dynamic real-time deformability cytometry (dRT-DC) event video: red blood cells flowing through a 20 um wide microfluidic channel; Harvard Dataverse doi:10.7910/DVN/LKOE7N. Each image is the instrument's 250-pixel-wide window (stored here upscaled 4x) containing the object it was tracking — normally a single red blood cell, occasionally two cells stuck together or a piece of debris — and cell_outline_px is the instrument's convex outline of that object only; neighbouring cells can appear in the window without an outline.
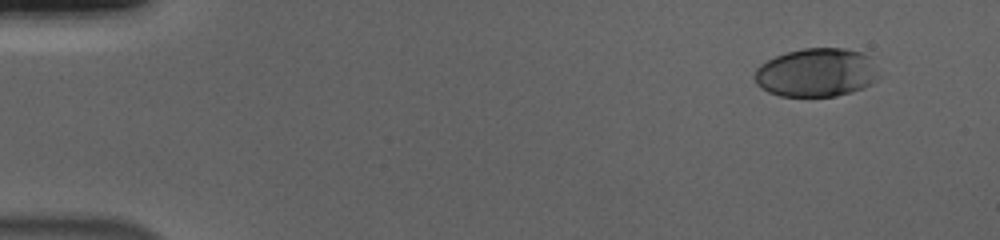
{"species": "human", "species_latin": "Homo sapiens", "temperature_condition": "cold", "stored_images_in_passage": 53, "camera_frame_rate_fps": 3000, "um_per_image_px": 0.085, "donor": {"sex": "male"}, "frame": {"image": 1, "passage_image": 1, "time_ms": 0.0, "image_size_px": [1000, 240], "cell_outline_px": [[880, 72], [872, 84], [864, 88], [852, 92], [836, 96], [780, 96], [768, 92], [760, 88], [756, 84], [752, 76], [756, 68], [760, 64], [776, 56], [788, 52], [804, 48], [844, 48], [864, 52], [868, 56]], "centroid_in_image_um": [69.39, 6.17], "position_along_channel_um": 15.6, "area_um2": 35.55}}
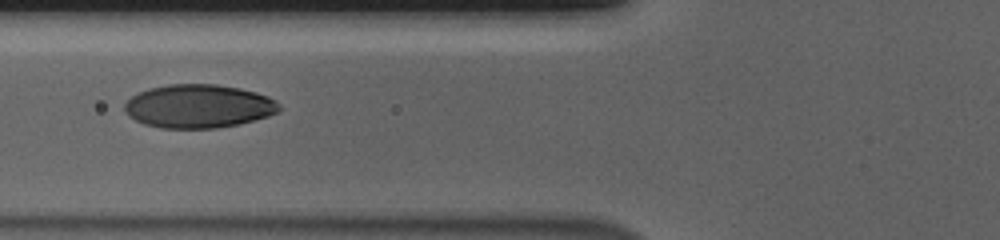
{"frame": {"image": 2, "passage_image": 19, "time_ms": 6.0, "image_size_px": [1000, 240], "cell_outline_px": [[284, 108], [280, 112], [268, 116], [240, 124], [216, 128], [160, 128], [144, 124], [128, 116], [124, 108], [124, 104], [132, 96], [148, 88], [168, 84], [216, 84], [240, 88], [256, 92], [268, 96], [276, 100]], "centroid_in_image_um": [16.92, 9.03], "position_along_channel_um": 108.9, "area_um2": 39.54}}
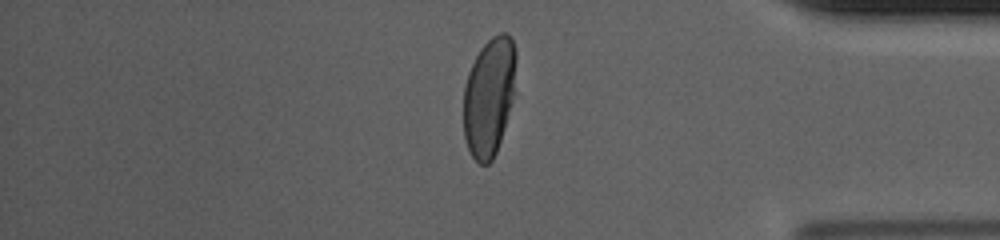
{"frame": {"image": 3, "passage_image": 44, "time_ms": 14.333, "image_size_px": [1000, 240], "cell_outline_px": [[516, 56], [512, 100], [504, 128], [496, 152], [492, 160], [488, 164], [480, 164], [472, 156], [468, 148], [464, 136], [464, 88], [468, 72], [480, 48], [492, 36], [500, 32], [508, 32], [512, 40], [516, 52]], "centroid_in_image_um": [41.56, 8.19], "position_along_channel_um": 393.6, "area_um2": 36.01}, "authors_computed_cell_mechanics": {"area_um2": 38.8994, "velocity_mm_per_s": 3.6818, "shape_relaxation_time_tau1_ms": 3.6079, "shape_relaxation_time_tau2_ms": null, "deformation_change_tau1": 0.1785, "deformation_change_tau2": null}}